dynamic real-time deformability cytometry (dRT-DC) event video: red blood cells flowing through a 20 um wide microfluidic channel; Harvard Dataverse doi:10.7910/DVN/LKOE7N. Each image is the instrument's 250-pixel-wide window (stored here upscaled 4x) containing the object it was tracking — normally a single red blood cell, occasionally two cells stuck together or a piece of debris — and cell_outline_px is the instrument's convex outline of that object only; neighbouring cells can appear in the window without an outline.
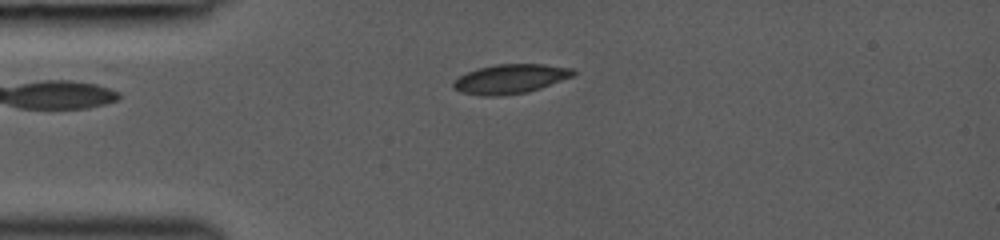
{"species": "common noctule bat (a hibernating species)", "species_latin": "Nyctalus noctula", "temperature_condition": "room temperature", "stored_images_in_passage": 44, "camera_frame_rate_fps": 3000, "um_per_image_px": 0.085, "animal": {"sex": "female", "body_mass_g": 19.0, "forearm_length_mm": 53.3}, "frame": {"image": 1, "passage_image": 1, "time_ms": 0.0, "image_size_px": [1000, 240], "cell_outline_px": [[576, 76], [528, 92], [500, 96], [480, 96], [460, 92], [452, 88], [452, 84], [460, 76], [468, 72], [480, 68], [496, 64], [544, 64], [572, 68], [576, 72]], "centroid_in_image_um": [43.41, 6.71], "position_along_channel_um": 41.6, "area_um2": 20.63}}
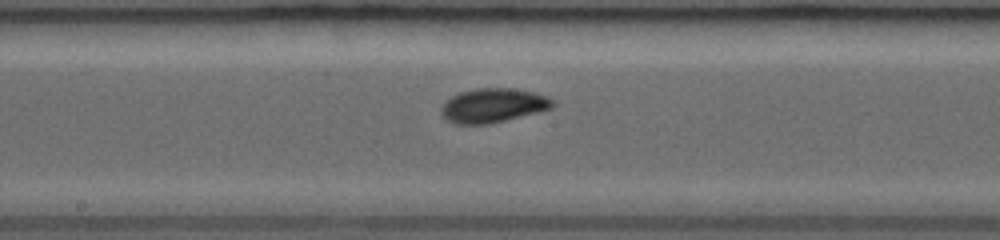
{"frame": {"image": 2, "passage_image": 25, "time_ms": 4.333, "image_size_px": [1000, 240], "cell_outline_px": [[556, 104], [552, 108], [540, 112], [492, 124], [456, 124], [448, 120], [440, 112], [440, 108], [444, 100], [460, 92], [476, 88], [512, 88], [532, 92], [544, 96], [552, 100]], "centroid_in_image_um": [41.89, 8.97], "position_along_channel_um": 206.3, "area_um2": 22.37}}
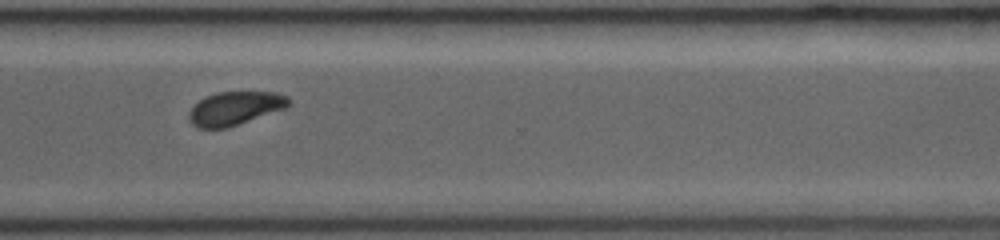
{"frame": {"image": 3, "passage_image": 43, "time_ms": 7.667, "image_size_px": [1000, 240], "cell_outline_px": [[292, 104], [288, 108], [228, 128], [196, 128], [188, 120], [188, 112], [204, 96], [216, 92], [276, 92], [288, 96]], "centroid_in_image_um": [20.01, 9.21], "position_along_channel_um": 350.6, "area_um2": 19.88}}